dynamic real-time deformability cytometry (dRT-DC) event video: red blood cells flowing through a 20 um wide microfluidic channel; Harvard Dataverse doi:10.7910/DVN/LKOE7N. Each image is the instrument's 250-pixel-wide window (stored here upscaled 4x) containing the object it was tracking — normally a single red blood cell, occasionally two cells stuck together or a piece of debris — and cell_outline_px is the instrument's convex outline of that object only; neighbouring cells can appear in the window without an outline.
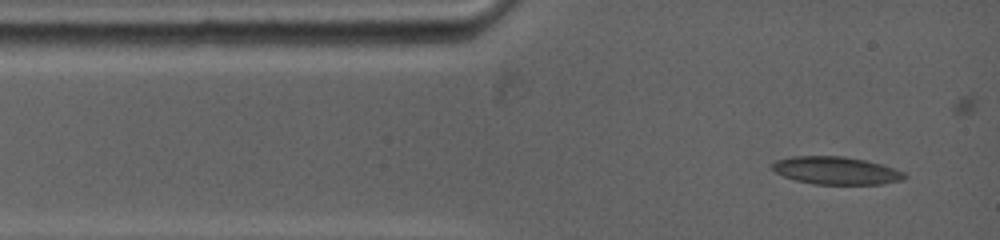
{"species": "common noctule bat (a hibernating species)", "species_latin": "Nyctalus noctula", "temperature_condition": "warm", "stored_images_in_passage": 23, "camera_frame_rate_fps": 5000, "um_per_image_px": 0.085, "animal": {"sex": "female", "body_mass_g": 19.0, "forearm_length_mm": 53.3}, "frame": {"image": 1, "passage_image": 1, "time_ms": 0.0, "image_size_px": [1000, 240], "cell_outline_px": [[908, 176], [904, 180], [880, 184], [816, 184], [796, 180], [784, 176], [776, 172], [772, 168], [772, 164], [776, 160], [792, 156], [844, 156], [864, 160], [880, 164], [904, 172]], "centroid_in_image_um": [71.08, 14.49], "position_along_channel_um": 13.9, "area_um2": 21.21}}
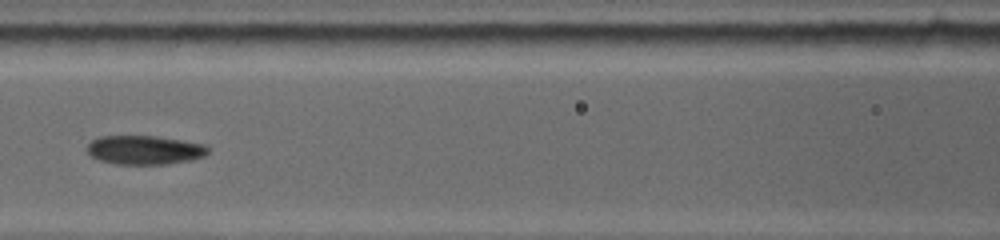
{"frame": {"image": 2, "passage_image": 10, "time_ms": 4.4, "image_size_px": [1000, 240], "cell_outline_px": [[208, 152], [204, 156], [188, 160], [168, 164], [116, 164], [100, 160], [92, 156], [88, 152], [88, 144], [92, 140], [100, 136], [156, 136], [204, 144], [208, 148]], "centroid_in_image_um": [12.28, 12.74], "position_along_channel_um": 154.3, "area_um2": 20.17}}
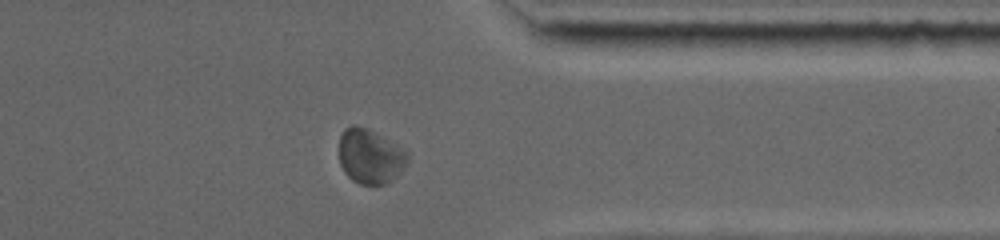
{"frame": {"image": 3, "passage_image": 20, "time_ms": 10.4, "image_size_px": [1000, 240], "cell_outline_px": [[408, 160], [400, 172], [388, 184], [360, 184], [352, 180], [344, 172], [340, 164], [340, 136], [344, 128], [352, 124], [356, 124], [368, 128], [408, 152]], "centroid_in_image_um": [31.44, 13.28], "position_along_channel_um": 380.0, "area_um2": 21.73}, "authors_computed_cell_mechanics": {"area_um2": 21.1548, "velocity_mm_per_s": 3.8613, "shape_relaxation_time_tau1_ms": null, "shape_relaxation_time_tau2_ms": 2.327, "deformation_change_tau1": null, "deformation_change_tau2": 0.0707}}